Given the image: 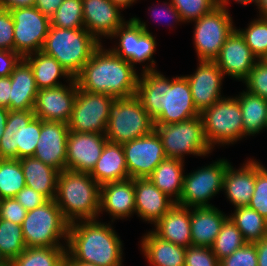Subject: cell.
I'll use <instances>...</instances> for the list:
<instances>
[{
	"label": "cell",
	"mask_w": 267,
	"mask_h": 266,
	"mask_svg": "<svg viewBox=\"0 0 267 266\" xmlns=\"http://www.w3.org/2000/svg\"><path fill=\"white\" fill-rule=\"evenodd\" d=\"M67 248L27 247L11 261L12 266H64Z\"/></svg>",
	"instance_id": "35"
},
{
	"label": "cell",
	"mask_w": 267,
	"mask_h": 266,
	"mask_svg": "<svg viewBox=\"0 0 267 266\" xmlns=\"http://www.w3.org/2000/svg\"><path fill=\"white\" fill-rule=\"evenodd\" d=\"M100 185L89 173L63 170L57 178L56 204L69 222L98 219Z\"/></svg>",
	"instance_id": "4"
},
{
	"label": "cell",
	"mask_w": 267,
	"mask_h": 266,
	"mask_svg": "<svg viewBox=\"0 0 267 266\" xmlns=\"http://www.w3.org/2000/svg\"><path fill=\"white\" fill-rule=\"evenodd\" d=\"M258 266H267V236L255 243Z\"/></svg>",
	"instance_id": "56"
},
{
	"label": "cell",
	"mask_w": 267,
	"mask_h": 266,
	"mask_svg": "<svg viewBox=\"0 0 267 266\" xmlns=\"http://www.w3.org/2000/svg\"><path fill=\"white\" fill-rule=\"evenodd\" d=\"M24 59L32 67L38 90L63 85L59 81L61 77L67 79V81L73 79L69 72L54 57L45 54L43 51L27 55Z\"/></svg>",
	"instance_id": "31"
},
{
	"label": "cell",
	"mask_w": 267,
	"mask_h": 266,
	"mask_svg": "<svg viewBox=\"0 0 267 266\" xmlns=\"http://www.w3.org/2000/svg\"><path fill=\"white\" fill-rule=\"evenodd\" d=\"M140 250L151 266H184L186 248L158 237L153 231L144 234Z\"/></svg>",
	"instance_id": "29"
},
{
	"label": "cell",
	"mask_w": 267,
	"mask_h": 266,
	"mask_svg": "<svg viewBox=\"0 0 267 266\" xmlns=\"http://www.w3.org/2000/svg\"><path fill=\"white\" fill-rule=\"evenodd\" d=\"M0 266H12V264L11 263H2V264H0Z\"/></svg>",
	"instance_id": "63"
},
{
	"label": "cell",
	"mask_w": 267,
	"mask_h": 266,
	"mask_svg": "<svg viewBox=\"0 0 267 266\" xmlns=\"http://www.w3.org/2000/svg\"><path fill=\"white\" fill-rule=\"evenodd\" d=\"M262 61H264L267 64V54L262 58Z\"/></svg>",
	"instance_id": "64"
},
{
	"label": "cell",
	"mask_w": 267,
	"mask_h": 266,
	"mask_svg": "<svg viewBox=\"0 0 267 266\" xmlns=\"http://www.w3.org/2000/svg\"><path fill=\"white\" fill-rule=\"evenodd\" d=\"M154 120L136 96L115 98L110 105L105 136L109 142L123 144L151 134Z\"/></svg>",
	"instance_id": "6"
},
{
	"label": "cell",
	"mask_w": 267,
	"mask_h": 266,
	"mask_svg": "<svg viewBox=\"0 0 267 266\" xmlns=\"http://www.w3.org/2000/svg\"><path fill=\"white\" fill-rule=\"evenodd\" d=\"M26 186L19 159H0V199L13 198Z\"/></svg>",
	"instance_id": "37"
},
{
	"label": "cell",
	"mask_w": 267,
	"mask_h": 266,
	"mask_svg": "<svg viewBox=\"0 0 267 266\" xmlns=\"http://www.w3.org/2000/svg\"><path fill=\"white\" fill-rule=\"evenodd\" d=\"M2 263H11V261H8L0 251V264Z\"/></svg>",
	"instance_id": "62"
},
{
	"label": "cell",
	"mask_w": 267,
	"mask_h": 266,
	"mask_svg": "<svg viewBox=\"0 0 267 266\" xmlns=\"http://www.w3.org/2000/svg\"><path fill=\"white\" fill-rule=\"evenodd\" d=\"M230 0H218V6L195 20L194 47L198 60L214 61L225 40L236 28L228 11Z\"/></svg>",
	"instance_id": "10"
},
{
	"label": "cell",
	"mask_w": 267,
	"mask_h": 266,
	"mask_svg": "<svg viewBox=\"0 0 267 266\" xmlns=\"http://www.w3.org/2000/svg\"><path fill=\"white\" fill-rule=\"evenodd\" d=\"M230 164L227 159H219L192 173H184L181 197L176 204L189 208L214 206L208 201L222 191L224 175Z\"/></svg>",
	"instance_id": "12"
},
{
	"label": "cell",
	"mask_w": 267,
	"mask_h": 266,
	"mask_svg": "<svg viewBox=\"0 0 267 266\" xmlns=\"http://www.w3.org/2000/svg\"><path fill=\"white\" fill-rule=\"evenodd\" d=\"M200 116L205 138L212 149L217 144H234L243 138L242 111L236 97L222 98L204 109Z\"/></svg>",
	"instance_id": "9"
},
{
	"label": "cell",
	"mask_w": 267,
	"mask_h": 266,
	"mask_svg": "<svg viewBox=\"0 0 267 266\" xmlns=\"http://www.w3.org/2000/svg\"><path fill=\"white\" fill-rule=\"evenodd\" d=\"M27 210L13 197L0 199V219L22 225Z\"/></svg>",
	"instance_id": "48"
},
{
	"label": "cell",
	"mask_w": 267,
	"mask_h": 266,
	"mask_svg": "<svg viewBox=\"0 0 267 266\" xmlns=\"http://www.w3.org/2000/svg\"><path fill=\"white\" fill-rule=\"evenodd\" d=\"M107 212L115 219H124L135 213L134 179L108 182L100 187L99 214Z\"/></svg>",
	"instance_id": "23"
},
{
	"label": "cell",
	"mask_w": 267,
	"mask_h": 266,
	"mask_svg": "<svg viewBox=\"0 0 267 266\" xmlns=\"http://www.w3.org/2000/svg\"><path fill=\"white\" fill-rule=\"evenodd\" d=\"M11 78L0 77V107L10 110Z\"/></svg>",
	"instance_id": "53"
},
{
	"label": "cell",
	"mask_w": 267,
	"mask_h": 266,
	"mask_svg": "<svg viewBox=\"0 0 267 266\" xmlns=\"http://www.w3.org/2000/svg\"><path fill=\"white\" fill-rule=\"evenodd\" d=\"M120 10L111 0H82L84 28L102 43L126 22Z\"/></svg>",
	"instance_id": "21"
},
{
	"label": "cell",
	"mask_w": 267,
	"mask_h": 266,
	"mask_svg": "<svg viewBox=\"0 0 267 266\" xmlns=\"http://www.w3.org/2000/svg\"><path fill=\"white\" fill-rule=\"evenodd\" d=\"M22 57L10 50H0V77L10 76Z\"/></svg>",
	"instance_id": "51"
},
{
	"label": "cell",
	"mask_w": 267,
	"mask_h": 266,
	"mask_svg": "<svg viewBox=\"0 0 267 266\" xmlns=\"http://www.w3.org/2000/svg\"><path fill=\"white\" fill-rule=\"evenodd\" d=\"M258 59L235 28L228 36L214 62L225 75L245 81Z\"/></svg>",
	"instance_id": "19"
},
{
	"label": "cell",
	"mask_w": 267,
	"mask_h": 266,
	"mask_svg": "<svg viewBox=\"0 0 267 266\" xmlns=\"http://www.w3.org/2000/svg\"><path fill=\"white\" fill-rule=\"evenodd\" d=\"M26 186L44 195L48 200H55L59 171L44 164L35 157L20 159Z\"/></svg>",
	"instance_id": "30"
},
{
	"label": "cell",
	"mask_w": 267,
	"mask_h": 266,
	"mask_svg": "<svg viewBox=\"0 0 267 266\" xmlns=\"http://www.w3.org/2000/svg\"><path fill=\"white\" fill-rule=\"evenodd\" d=\"M115 5L119 6L121 9L130 7L137 0H111Z\"/></svg>",
	"instance_id": "60"
},
{
	"label": "cell",
	"mask_w": 267,
	"mask_h": 266,
	"mask_svg": "<svg viewBox=\"0 0 267 266\" xmlns=\"http://www.w3.org/2000/svg\"><path fill=\"white\" fill-rule=\"evenodd\" d=\"M64 0H35V6L45 16L51 17Z\"/></svg>",
	"instance_id": "54"
},
{
	"label": "cell",
	"mask_w": 267,
	"mask_h": 266,
	"mask_svg": "<svg viewBox=\"0 0 267 266\" xmlns=\"http://www.w3.org/2000/svg\"><path fill=\"white\" fill-rule=\"evenodd\" d=\"M190 210L192 246L211 247L228 216L215 206Z\"/></svg>",
	"instance_id": "25"
},
{
	"label": "cell",
	"mask_w": 267,
	"mask_h": 266,
	"mask_svg": "<svg viewBox=\"0 0 267 266\" xmlns=\"http://www.w3.org/2000/svg\"><path fill=\"white\" fill-rule=\"evenodd\" d=\"M135 212L145 222L156 224L176 203L149 178H135Z\"/></svg>",
	"instance_id": "22"
},
{
	"label": "cell",
	"mask_w": 267,
	"mask_h": 266,
	"mask_svg": "<svg viewBox=\"0 0 267 266\" xmlns=\"http://www.w3.org/2000/svg\"><path fill=\"white\" fill-rule=\"evenodd\" d=\"M255 5L259 10V17L267 18V0H257Z\"/></svg>",
	"instance_id": "59"
},
{
	"label": "cell",
	"mask_w": 267,
	"mask_h": 266,
	"mask_svg": "<svg viewBox=\"0 0 267 266\" xmlns=\"http://www.w3.org/2000/svg\"><path fill=\"white\" fill-rule=\"evenodd\" d=\"M10 110H33L38 92L32 67L22 58L11 75Z\"/></svg>",
	"instance_id": "27"
},
{
	"label": "cell",
	"mask_w": 267,
	"mask_h": 266,
	"mask_svg": "<svg viewBox=\"0 0 267 266\" xmlns=\"http://www.w3.org/2000/svg\"><path fill=\"white\" fill-rule=\"evenodd\" d=\"M41 132V119L33 110H20V135L18 159L33 157Z\"/></svg>",
	"instance_id": "36"
},
{
	"label": "cell",
	"mask_w": 267,
	"mask_h": 266,
	"mask_svg": "<svg viewBox=\"0 0 267 266\" xmlns=\"http://www.w3.org/2000/svg\"><path fill=\"white\" fill-rule=\"evenodd\" d=\"M20 110H9L4 133L0 139V159H18Z\"/></svg>",
	"instance_id": "42"
},
{
	"label": "cell",
	"mask_w": 267,
	"mask_h": 266,
	"mask_svg": "<svg viewBox=\"0 0 267 266\" xmlns=\"http://www.w3.org/2000/svg\"><path fill=\"white\" fill-rule=\"evenodd\" d=\"M246 243L241 231L228 217L222 224L220 233L217 235L211 248L220 261L231 255L238 248L243 247Z\"/></svg>",
	"instance_id": "38"
},
{
	"label": "cell",
	"mask_w": 267,
	"mask_h": 266,
	"mask_svg": "<svg viewBox=\"0 0 267 266\" xmlns=\"http://www.w3.org/2000/svg\"><path fill=\"white\" fill-rule=\"evenodd\" d=\"M219 266H258L255 243H246L219 261Z\"/></svg>",
	"instance_id": "46"
},
{
	"label": "cell",
	"mask_w": 267,
	"mask_h": 266,
	"mask_svg": "<svg viewBox=\"0 0 267 266\" xmlns=\"http://www.w3.org/2000/svg\"><path fill=\"white\" fill-rule=\"evenodd\" d=\"M196 109L201 113L221 100V85L224 75L214 61L199 60L195 73L187 75Z\"/></svg>",
	"instance_id": "20"
},
{
	"label": "cell",
	"mask_w": 267,
	"mask_h": 266,
	"mask_svg": "<svg viewBox=\"0 0 267 266\" xmlns=\"http://www.w3.org/2000/svg\"><path fill=\"white\" fill-rule=\"evenodd\" d=\"M140 76L136 96L154 124L179 123L200 115L194 105L186 75L170 80L155 70L142 72Z\"/></svg>",
	"instance_id": "1"
},
{
	"label": "cell",
	"mask_w": 267,
	"mask_h": 266,
	"mask_svg": "<svg viewBox=\"0 0 267 266\" xmlns=\"http://www.w3.org/2000/svg\"><path fill=\"white\" fill-rule=\"evenodd\" d=\"M159 8V7H158ZM152 12L154 13H152L151 14V16H153L157 21L159 20V19H161V18H164V17H168L169 18V16H171L172 18H173V20H174V22L176 23H178V22H183L182 21V18H181V16H180V13L174 8V6L172 5V3L170 2H168V3H164L163 4V7H161V9L159 10V9H157V8H153V10H152ZM170 17V18H171ZM171 18V19H172ZM172 20V21H173ZM171 22V21H170ZM168 25V24H167Z\"/></svg>",
	"instance_id": "52"
},
{
	"label": "cell",
	"mask_w": 267,
	"mask_h": 266,
	"mask_svg": "<svg viewBox=\"0 0 267 266\" xmlns=\"http://www.w3.org/2000/svg\"><path fill=\"white\" fill-rule=\"evenodd\" d=\"M241 231L247 243H256L267 236V220L249 206L235 208L228 216Z\"/></svg>",
	"instance_id": "34"
},
{
	"label": "cell",
	"mask_w": 267,
	"mask_h": 266,
	"mask_svg": "<svg viewBox=\"0 0 267 266\" xmlns=\"http://www.w3.org/2000/svg\"><path fill=\"white\" fill-rule=\"evenodd\" d=\"M26 248L22 225L0 219V251L4 257L12 261Z\"/></svg>",
	"instance_id": "39"
},
{
	"label": "cell",
	"mask_w": 267,
	"mask_h": 266,
	"mask_svg": "<svg viewBox=\"0 0 267 266\" xmlns=\"http://www.w3.org/2000/svg\"><path fill=\"white\" fill-rule=\"evenodd\" d=\"M115 98L108 94L93 93L78 87L69 131L105 134L111 103Z\"/></svg>",
	"instance_id": "13"
},
{
	"label": "cell",
	"mask_w": 267,
	"mask_h": 266,
	"mask_svg": "<svg viewBox=\"0 0 267 266\" xmlns=\"http://www.w3.org/2000/svg\"><path fill=\"white\" fill-rule=\"evenodd\" d=\"M78 84L73 78L69 85L38 90L33 112L36 118L69 123L77 95Z\"/></svg>",
	"instance_id": "16"
},
{
	"label": "cell",
	"mask_w": 267,
	"mask_h": 266,
	"mask_svg": "<svg viewBox=\"0 0 267 266\" xmlns=\"http://www.w3.org/2000/svg\"><path fill=\"white\" fill-rule=\"evenodd\" d=\"M107 141L105 134L69 131L66 169L90 174Z\"/></svg>",
	"instance_id": "17"
},
{
	"label": "cell",
	"mask_w": 267,
	"mask_h": 266,
	"mask_svg": "<svg viewBox=\"0 0 267 266\" xmlns=\"http://www.w3.org/2000/svg\"><path fill=\"white\" fill-rule=\"evenodd\" d=\"M245 29H237L258 60L267 54V18L252 20Z\"/></svg>",
	"instance_id": "41"
},
{
	"label": "cell",
	"mask_w": 267,
	"mask_h": 266,
	"mask_svg": "<svg viewBox=\"0 0 267 266\" xmlns=\"http://www.w3.org/2000/svg\"><path fill=\"white\" fill-rule=\"evenodd\" d=\"M50 25L59 28H84L82 0H64L50 17Z\"/></svg>",
	"instance_id": "40"
},
{
	"label": "cell",
	"mask_w": 267,
	"mask_h": 266,
	"mask_svg": "<svg viewBox=\"0 0 267 266\" xmlns=\"http://www.w3.org/2000/svg\"><path fill=\"white\" fill-rule=\"evenodd\" d=\"M8 115L9 109L0 107V139L4 133Z\"/></svg>",
	"instance_id": "57"
},
{
	"label": "cell",
	"mask_w": 267,
	"mask_h": 266,
	"mask_svg": "<svg viewBox=\"0 0 267 266\" xmlns=\"http://www.w3.org/2000/svg\"><path fill=\"white\" fill-rule=\"evenodd\" d=\"M147 24L137 17L130 18L111 36L118 39V46L110 48L117 56L127 60L134 68L137 63L149 62L143 72L155 71L153 54L156 51V39L147 29ZM154 66V67H153Z\"/></svg>",
	"instance_id": "11"
},
{
	"label": "cell",
	"mask_w": 267,
	"mask_h": 266,
	"mask_svg": "<svg viewBox=\"0 0 267 266\" xmlns=\"http://www.w3.org/2000/svg\"><path fill=\"white\" fill-rule=\"evenodd\" d=\"M183 163V160L166 157L148 177L159 190L175 203L181 197L184 177Z\"/></svg>",
	"instance_id": "32"
},
{
	"label": "cell",
	"mask_w": 267,
	"mask_h": 266,
	"mask_svg": "<svg viewBox=\"0 0 267 266\" xmlns=\"http://www.w3.org/2000/svg\"><path fill=\"white\" fill-rule=\"evenodd\" d=\"M138 77L127 60L100 44L75 79L82 90L127 98L136 95Z\"/></svg>",
	"instance_id": "2"
},
{
	"label": "cell",
	"mask_w": 267,
	"mask_h": 266,
	"mask_svg": "<svg viewBox=\"0 0 267 266\" xmlns=\"http://www.w3.org/2000/svg\"><path fill=\"white\" fill-rule=\"evenodd\" d=\"M129 178H148L166 158L160 136L151 134L122 144Z\"/></svg>",
	"instance_id": "15"
},
{
	"label": "cell",
	"mask_w": 267,
	"mask_h": 266,
	"mask_svg": "<svg viewBox=\"0 0 267 266\" xmlns=\"http://www.w3.org/2000/svg\"><path fill=\"white\" fill-rule=\"evenodd\" d=\"M154 125L168 158L184 161L185 154L206 156L213 150L205 138L200 115L179 123Z\"/></svg>",
	"instance_id": "8"
},
{
	"label": "cell",
	"mask_w": 267,
	"mask_h": 266,
	"mask_svg": "<svg viewBox=\"0 0 267 266\" xmlns=\"http://www.w3.org/2000/svg\"><path fill=\"white\" fill-rule=\"evenodd\" d=\"M169 2L180 13L184 23L198 20L218 6V0H171Z\"/></svg>",
	"instance_id": "43"
},
{
	"label": "cell",
	"mask_w": 267,
	"mask_h": 266,
	"mask_svg": "<svg viewBox=\"0 0 267 266\" xmlns=\"http://www.w3.org/2000/svg\"><path fill=\"white\" fill-rule=\"evenodd\" d=\"M35 0H0V8L14 10L17 8L34 7Z\"/></svg>",
	"instance_id": "55"
},
{
	"label": "cell",
	"mask_w": 267,
	"mask_h": 266,
	"mask_svg": "<svg viewBox=\"0 0 267 266\" xmlns=\"http://www.w3.org/2000/svg\"><path fill=\"white\" fill-rule=\"evenodd\" d=\"M69 224L55 200L27 211L22 223L26 247H67Z\"/></svg>",
	"instance_id": "7"
},
{
	"label": "cell",
	"mask_w": 267,
	"mask_h": 266,
	"mask_svg": "<svg viewBox=\"0 0 267 266\" xmlns=\"http://www.w3.org/2000/svg\"><path fill=\"white\" fill-rule=\"evenodd\" d=\"M14 21V52L22 58L42 51L50 28V18L36 7L10 10Z\"/></svg>",
	"instance_id": "14"
},
{
	"label": "cell",
	"mask_w": 267,
	"mask_h": 266,
	"mask_svg": "<svg viewBox=\"0 0 267 266\" xmlns=\"http://www.w3.org/2000/svg\"><path fill=\"white\" fill-rule=\"evenodd\" d=\"M237 3L243 4V5H247L249 3H255L257 0H235Z\"/></svg>",
	"instance_id": "61"
},
{
	"label": "cell",
	"mask_w": 267,
	"mask_h": 266,
	"mask_svg": "<svg viewBox=\"0 0 267 266\" xmlns=\"http://www.w3.org/2000/svg\"><path fill=\"white\" fill-rule=\"evenodd\" d=\"M154 226L158 237L185 248L192 246L189 207L175 204Z\"/></svg>",
	"instance_id": "26"
},
{
	"label": "cell",
	"mask_w": 267,
	"mask_h": 266,
	"mask_svg": "<svg viewBox=\"0 0 267 266\" xmlns=\"http://www.w3.org/2000/svg\"><path fill=\"white\" fill-rule=\"evenodd\" d=\"M90 176L101 186L129 178L122 144L107 141Z\"/></svg>",
	"instance_id": "28"
},
{
	"label": "cell",
	"mask_w": 267,
	"mask_h": 266,
	"mask_svg": "<svg viewBox=\"0 0 267 266\" xmlns=\"http://www.w3.org/2000/svg\"><path fill=\"white\" fill-rule=\"evenodd\" d=\"M248 206L267 220V168L258 161H255V187Z\"/></svg>",
	"instance_id": "44"
},
{
	"label": "cell",
	"mask_w": 267,
	"mask_h": 266,
	"mask_svg": "<svg viewBox=\"0 0 267 266\" xmlns=\"http://www.w3.org/2000/svg\"><path fill=\"white\" fill-rule=\"evenodd\" d=\"M235 169L231 164L224 175L223 190L235 208L248 206L255 187V160L250 159Z\"/></svg>",
	"instance_id": "24"
},
{
	"label": "cell",
	"mask_w": 267,
	"mask_h": 266,
	"mask_svg": "<svg viewBox=\"0 0 267 266\" xmlns=\"http://www.w3.org/2000/svg\"><path fill=\"white\" fill-rule=\"evenodd\" d=\"M68 136L67 123L41 120L40 137L33 157L59 172L66 170Z\"/></svg>",
	"instance_id": "18"
},
{
	"label": "cell",
	"mask_w": 267,
	"mask_h": 266,
	"mask_svg": "<svg viewBox=\"0 0 267 266\" xmlns=\"http://www.w3.org/2000/svg\"><path fill=\"white\" fill-rule=\"evenodd\" d=\"M100 44L85 28L50 25L42 51L54 57L75 78Z\"/></svg>",
	"instance_id": "5"
},
{
	"label": "cell",
	"mask_w": 267,
	"mask_h": 266,
	"mask_svg": "<svg viewBox=\"0 0 267 266\" xmlns=\"http://www.w3.org/2000/svg\"><path fill=\"white\" fill-rule=\"evenodd\" d=\"M27 211L42 206L48 199L34 189L25 186L14 197Z\"/></svg>",
	"instance_id": "50"
},
{
	"label": "cell",
	"mask_w": 267,
	"mask_h": 266,
	"mask_svg": "<svg viewBox=\"0 0 267 266\" xmlns=\"http://www.w3.org/2000/svg\"><path fill=\"white\" fill-rule=\"evenodd\" d=\"M123 244L110 223L97 219L69 224L67 253L75 260L97 266H122Z\"/></svg>",
	"instance_id": "3"
},
{
	"label": "cell",
	"mask_w": 267,
	"mask_h": 266,
	"mask_svg": "<svg viewBox=\"0 0 267 266\" xmlns=\"http://www.w3.org/2000/svg\"><path fill=\"white\" fill-rule=\"evenodd\" d=\"M242 111L243 137L255 135L266 128L267 100L246 90L236 96Z\"/></svg>",
	"instance_id": "33"
},
{
	"label": "cell",
	"mask_w": 267,
	"mask_h": 266,
	"mask_svg": "<svg viewBox=\"0 0 267 266\" xmlns=\"http://www.w3.org/2000/svg\"><path fill=\"white\" fill-rule=\"evenodd\" d=\"M184 266H219V260L211 247L188 246Z\"/></svg>",
	"instance_id": "47"
},
{
	"label": "cell",
	"mask_w": 267,
	"mask_h": 266,
	"mask_svg": "<svg viewBox=\"0 0 267 266\" xmlns=\"http://www.w3.org/2000/svg\"><path fill=\"white\" fill-rule=\"evenodd\" d=\"M243 83L248 92L267 100V64L258 60Z\"/></svg>",
	"instance_id": "45"
},
{
	"label": "cell",
	"mask_w": 267,
	"mask_h": 266,
	"mask_svg": "<svg viewBox=\"0 0 267 266\" xmlns=\"http://www.w3.org/2000/svg\"><path fill=\"white\" fill-rule=\"evenodd\" d=\"M0 50L14 51V21L9 10L0 8Z\"/></svg>",
	"instance_id": "49"
},
{
	"label": "cell",
	"mask_w": 267,
	"mask_h": 266,
	"mask_svg": "<svg viewBox=\"0 0 267 266\" xmlns=\"http://www.w3.org/2000/svg\"><path fill=\"white\" fill-rule=\"evenodd\" d=\"M65 266H97L92 263H85L80 261H75L68 253L65 258Z\"/></svg>",
	"instance_id": "58"
}]
</instances>
